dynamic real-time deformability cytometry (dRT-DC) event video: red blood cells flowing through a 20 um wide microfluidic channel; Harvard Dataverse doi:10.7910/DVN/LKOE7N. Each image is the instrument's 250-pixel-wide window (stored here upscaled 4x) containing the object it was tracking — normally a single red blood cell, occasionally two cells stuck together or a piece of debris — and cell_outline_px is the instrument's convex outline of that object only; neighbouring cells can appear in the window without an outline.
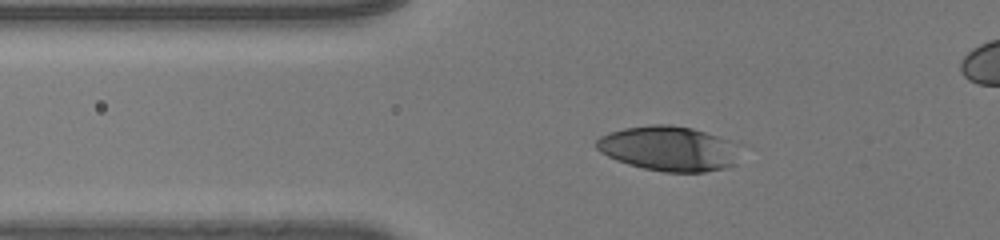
{"species": "human", "species_latin": "Homo sapiens", "temperature_condition": "room temperature", "stored_images_in_passage": 31, "camera_frame_rate_fps": 3000, "um_per_image_px": 0.085, "donor": {"sex": "male"}, "frame": {"image": 1, "passage_image": 2, "time_ms": 0.333, "image_size_px": [1000, 240], "cell_outline_px": [[736, 164], [724, 168], [704, 172], [664, 172], [644, 168], [628, 164], [616, 160], [600, 152], [596, 148], [596, 140], [600, 136], [608, 132], [624, 128], [652, 124], [668, 124], [692, 128], [728, 140]], "centroid_in_image_um": [56.71, 12.63], "position_along_channel_um": 69.1, "area_um2": 36.76}}
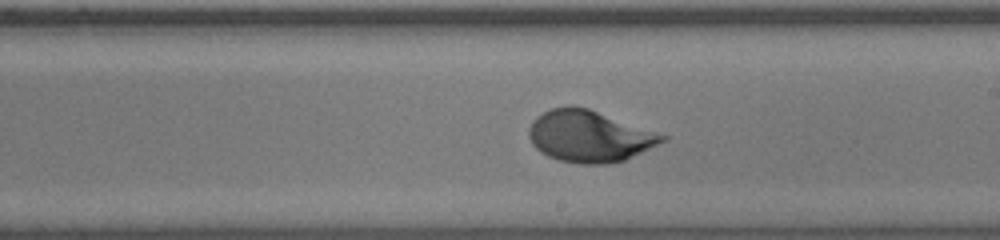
{"frame": {"image": 2, "passage_image": 16, "time_ms": 5.0, "image_size_px": [1000, 240], "cell_outline_px": [[668, 140], [624, 160], [608, 164], [580, 164], [560, 160], [548, 156], [540, 152], [532, 144], [528, 136], [528, 128], [532, 120], [536, 116], [552, 108], [568, 104], [572, 104], [588, 108], [668, 136]], "centroid_in_image_um": [50.06, 11.57], "position_along_channel_um": 238.9, "area_um2": 40.23}}
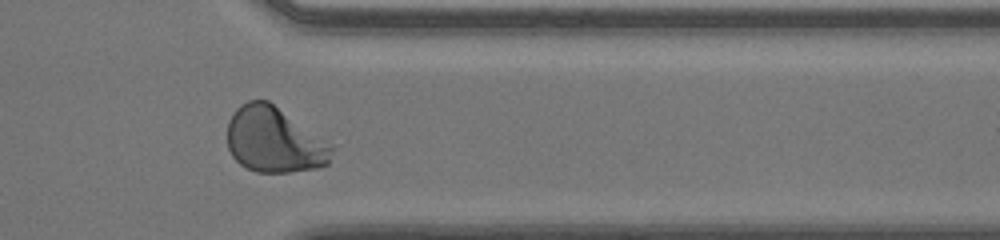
{"frame": {"image": 3, "passage_image": 27, "time_ms": 8.667, "image_size_px": [1000, 240], "cell_outline_px": [[336, 148], [328, 164], [316, 168], [288, 172], [256, 172], [240, 164], [232, 156], [228, 148], [228, 120], [232, 112], [240, 104], [248, 100], [268, 100], [336, 144]], "centroid_in_image_um": [23.37, 11.88], "position_along_channel_um": 388.0, "area_um2": 40.75}, "authors_computed_cell_mechanics": {"area_um2": 38.6682, "velocity_mm_per_s": 4.0435, "shape_relaxation_time_tau1_ms": 2.5574, "shape_relaxation_time_tau2_ms": null, "deformation_change_tau1": 0.1763, "deformation_change_tau2": null}}